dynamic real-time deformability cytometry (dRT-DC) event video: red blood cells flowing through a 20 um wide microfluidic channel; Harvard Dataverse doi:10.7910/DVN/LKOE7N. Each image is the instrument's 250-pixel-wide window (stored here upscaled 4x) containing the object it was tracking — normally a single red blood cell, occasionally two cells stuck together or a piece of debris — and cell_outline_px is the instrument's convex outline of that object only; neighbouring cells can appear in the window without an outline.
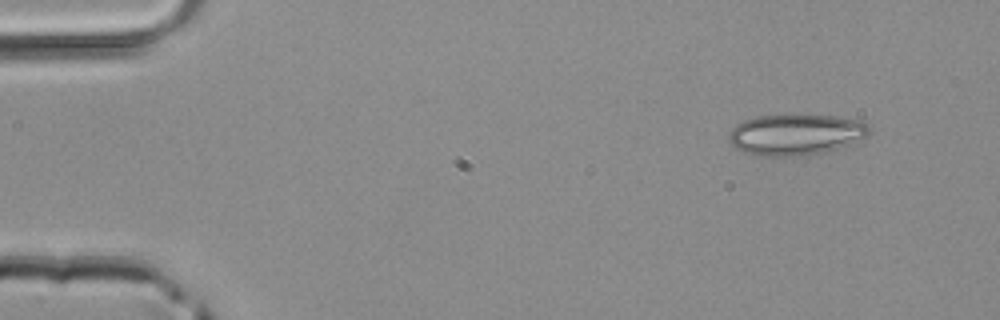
{"species": "common noctule bat (a hibernating species)", "species_latin": "Nyctalus noctula", "temperature_condition": "room temperature", "stored_images_in_passage": 4, "camera_frame_rate_fps": 3000, "um_per_image_px": 0.085, "animal": {"sex": "male", "body_mass_g": 20.4}, "frame": {"image": 1, "passage_image": 1, "time_ms": 0.0, "image_size_px": [1000, 320], "cell_outline_px": [[872, 132], [848, 144], [824, 152], [804, 156], [756, 156], [740, 152], [728, 140], [728, 132], [736, 124], [744, 120], [756, 116], [836, 116], [860, 120], [868, 124]], "centroid_in_image_um": [67.58, 11.45], "position_along_channel_um": 17.4, "area_um2": 33.47}}